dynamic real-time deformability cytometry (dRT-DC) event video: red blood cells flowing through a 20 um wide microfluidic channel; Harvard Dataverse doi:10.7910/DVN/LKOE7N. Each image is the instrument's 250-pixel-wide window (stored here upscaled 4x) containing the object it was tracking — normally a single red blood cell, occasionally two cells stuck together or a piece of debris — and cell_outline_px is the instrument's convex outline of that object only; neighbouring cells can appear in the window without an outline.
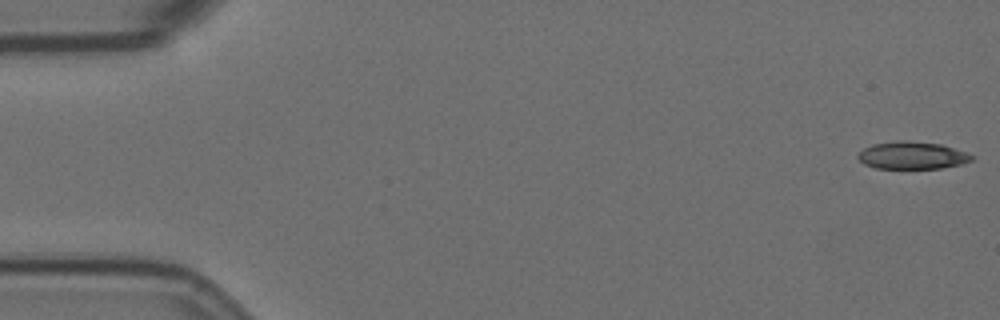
{"species": "Egyptian fruit bat (a non-hibernating species)", "species_latin": "Rousettus aegyptiacus", "temperature_condition": "room temperature", "stored_images_in_passage": 55, "camera_frame_rate_fps": 3000, "um_per_image_px": 0.085, "animal": {"sex": "female"}, "frame": {"image": 1, "passage_image": 1, "time_ms": 0.0, "image_size_px": [1000, 320], "cell_outline_px": [[976, 156], [972, 160], [960, 164], [940, 168], [876, 168], [864, 164], [856, 156], [864, 148], [872, 144], [896, 140], [908, 140], [940, 144], [968, 152]], "centroid_in_image_um": [77.54, 13.19], "position_along_channel_um": 7.5, "area_um2": 18.26}}
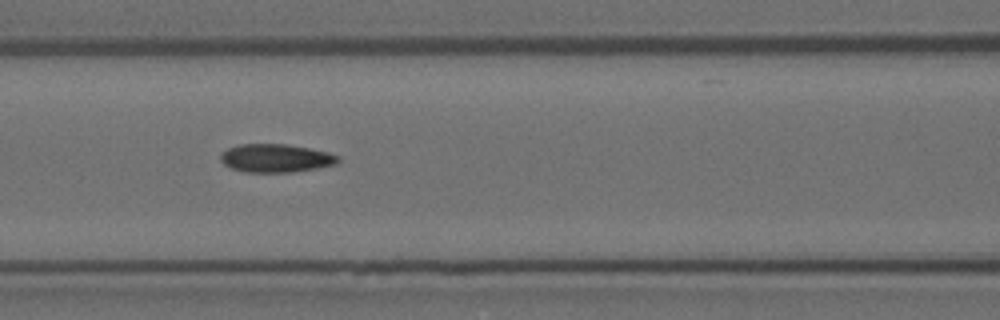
{"frame": {"image": 2, "passage_image": 24, "time_ms": 7.667, "image_size_px": [1000, 320], "cell_outline_px": [[340, 160], [336, 164], [316, 168], [292, 172], [244, 172], [232, 168], [224, 164], [220, 160], [220, 156], [228, 148], [240, 144], [288, 144], [328, 152], [340, 156]], "centroid_in_image_um": [23.46, 13.44], "position_along_channel_um": 143.1, "area_um2": 19.31}}
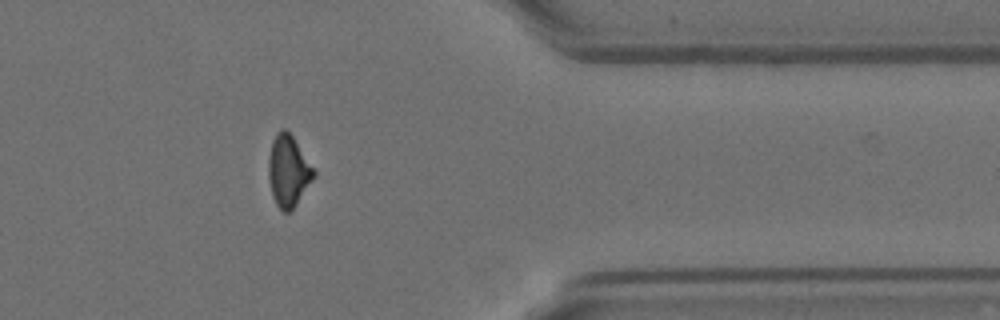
{"frame": {"image": 3, "passage_image": 46, "time_ms": 15.0, "image_size_px": [1000, 320], "cell_outline_px": [[316, 176], [296, 204], [288, 212], [284, 212], [276, 204], [272, 196], [268, 176], [268, 160], [272, 140], [276, 132], [280, 128], [284, 128], [292, 136], [316, 172]], "centroid_in_image_um": [24.49, 14.52], "position_along_channel_um": 386.9, "area_um2": 18.73}, "authors_computed_cell_mechanics": {"area_um2": 19.074, "velocity_mm_per_s": 3.57, "shape_relaxation_time_tau1_ms": 6.4716, "shape_relaxation_time_tau2_ms": 2.6756, "deformation_change_tau1": 0.1751, "deformation_change_tau2": 0.0928}}